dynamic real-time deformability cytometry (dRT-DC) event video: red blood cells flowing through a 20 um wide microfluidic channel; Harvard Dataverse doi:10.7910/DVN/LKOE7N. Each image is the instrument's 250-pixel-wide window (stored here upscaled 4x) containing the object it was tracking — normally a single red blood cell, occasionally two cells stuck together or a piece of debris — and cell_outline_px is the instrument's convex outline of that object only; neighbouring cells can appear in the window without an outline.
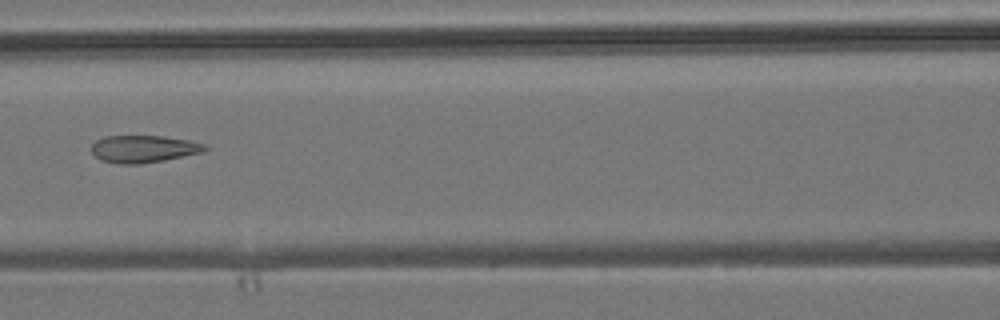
{"species": "common noctule bat (a hibernating species)", "species_latin": "Nyctalus noctula", "temperature_condition": "room temperature", "stored_images_in_passage": 7, "camera_frame_rate_fps": 3000, "um_per_image_px": 0.085, "animal": {"sex": "male", "body_mass_g": 19.2, "forearm_length_mm": 51.8}, "frame": {"image": 1, "passage_image": 5, "time_ms": 4.667, "image_size_px": [1000, 320], "cell_outline_px": [[208, 148], [204, 152], [164, 160], [140, 164], [120, 164], [100, 160], [92, 152], [92, 144], [96, 140], [104, 136], [160, 136], [188, 140], [204, 144]], "centroid_in_image_um": [12.19, 12.66], "position_along_channel_um": 154.4, "area_um2": 17.98}}
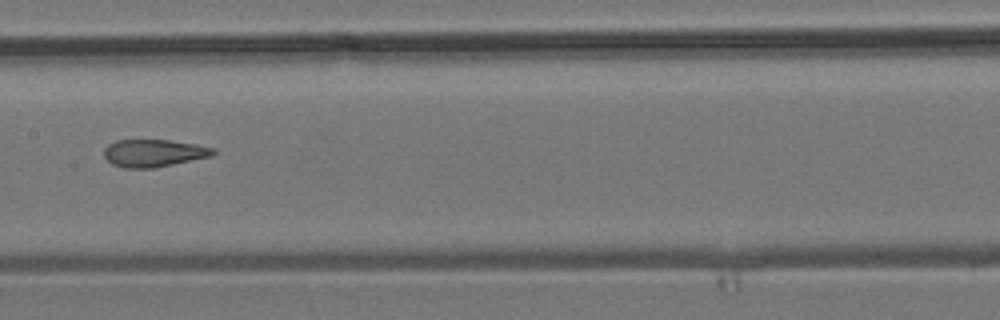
{"frame": {"image": 2, "passage_image": 6, "time_ms": 5.667, "image_size_px": [1000, 320], "cell_outline_px": [[216, 152], [212, 156], [152, 168], [124, 168], [112, 164], [104, 156], [104, 148], [108, 144], [116, 140], [168, 140], [196, 144], [216, 148]], "centroid_in_image_um": [13.07, 13.0], "position_along_channel_um": 194.3, "area_um2": 17.46}}
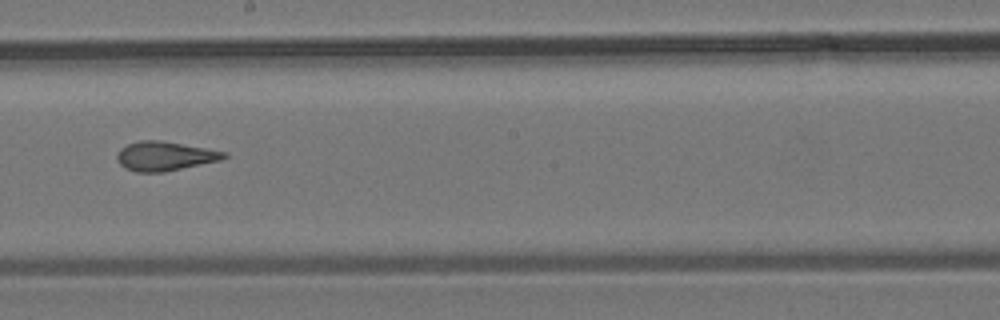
{"frame": {"image": 3, "passage_image": 7, "time_ms": 6.667, "image_size_px": [1000, 320], "cell_outline_px": [[228, 156], [220, 160], [164, 172], [136, 172], [124, 168], [116, 160], [116, 156], [120, 148], [128, 144], [140, 140], [160, 140], [228, 152]], "centroid_in_image_um": [13.98, 13.27], "position_along_channel_um": 234.2, "area_um2": 18.21}}